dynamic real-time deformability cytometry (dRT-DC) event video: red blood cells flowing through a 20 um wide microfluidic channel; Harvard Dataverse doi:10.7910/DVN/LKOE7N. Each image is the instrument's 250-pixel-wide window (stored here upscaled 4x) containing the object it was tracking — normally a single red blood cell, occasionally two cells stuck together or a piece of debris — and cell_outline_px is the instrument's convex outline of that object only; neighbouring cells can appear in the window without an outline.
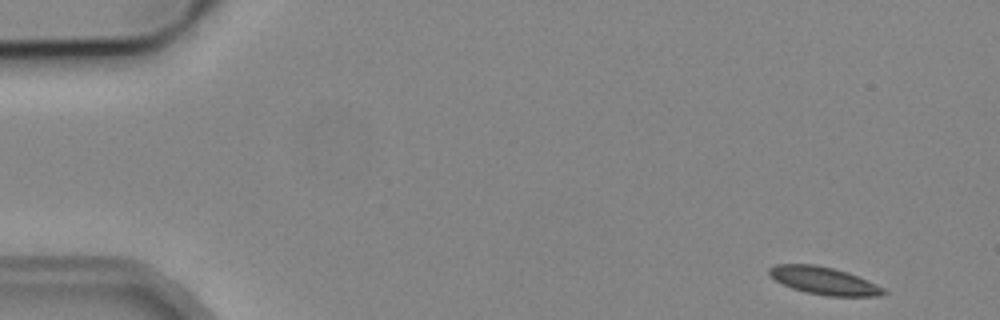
{"species": "common noctule bat (a hibernating species)", "species_latin": "Nyctalus noctula", "temperature_condition": "cold", "stored_images_in_passage": 4, "camera_frame_rate_fps": 3000, "um_per_image_px": 0.085, "animal": {"sex": "male", "body_mass_g": 19.2, "forearm_length_mm": 51.8}, "frame": {"image": 1, "passage_image": 1, "time_ms": 0.0, "image_size_px": [1000, 320], "cell_outline_px": [[888, 292], [880, 296], [828, 296], [808, 292], [792, 288], [776, 280], [768, 272], [768, 268], [776, 264], [816, 264], [848, 272], [876, 284], [884, 288]], "centroid_in_image_um": [70.06, 23.85], "position_along_channel_um": 14.9, "area_um2": 18.21}}
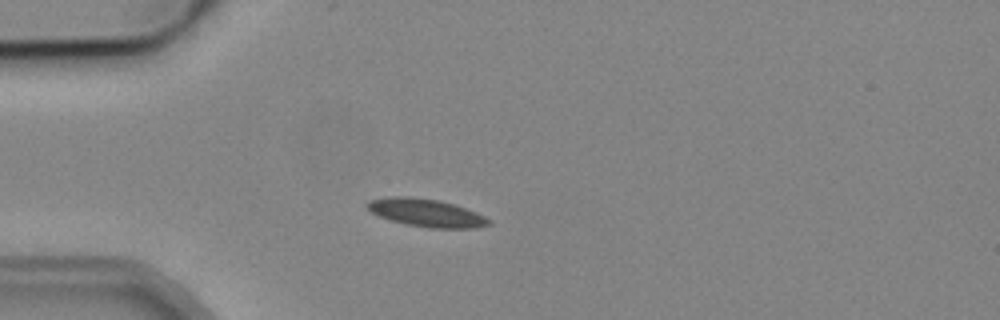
{"frame": {"image": 2, "passage_image": 4, "time_ms": 3.667, "image_size_px": [1000, 320], "cell_outline_px": [[492, 224], [476, 228], [432, 228], [408, 224], [392, 220], [380, 216], [372, 212], [364, 204], [368, 200], [396, 196], [404, 196], [440, 200], [476, 212], [492, 220]], "centroid_in_image_um": [36.26, 18.09], "position_along_channel_um": 48.7, "area_um2": 19.48}}